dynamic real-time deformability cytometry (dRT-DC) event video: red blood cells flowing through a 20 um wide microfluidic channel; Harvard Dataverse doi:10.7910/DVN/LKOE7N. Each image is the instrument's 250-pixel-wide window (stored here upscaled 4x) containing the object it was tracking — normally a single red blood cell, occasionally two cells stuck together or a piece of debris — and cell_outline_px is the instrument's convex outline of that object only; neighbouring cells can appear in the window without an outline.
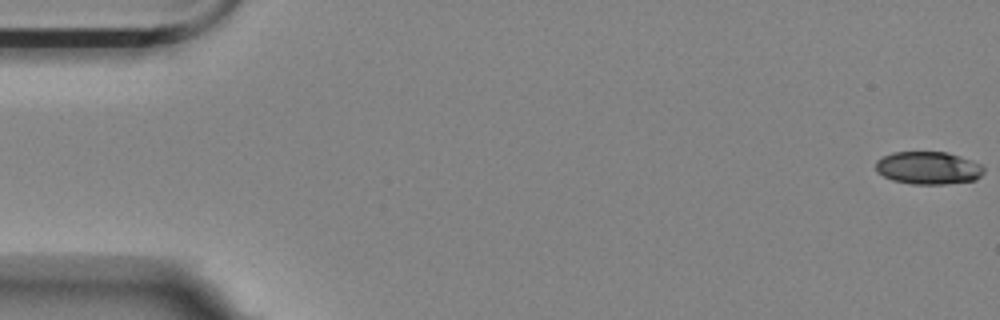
{"species": "Egyptian fruit bat (a non-hibernating species)", "species_latin": "Rousettus aegyptiacus", "temperature_condition": "room temperature", "stored_images_in_passage": 52, "camera_frame_rate_fps": 3000, "um_per_image_px": 0.085, "animal": {"sex": "female"}, "frame": {"image": 1, "passage_image": 1, "time_ms": 0.0, "image_size_px": [1000, 320], "cell_outline_px": [[984, 172], [976, 180], [944, 184], [912, 184], [892, 180], [876, 172], [876, 160], [892, 152], [948, 152], [984, 164]], "centroid_in_image_um": [78.93, 14.27], "position_along_channel_um": 6.1, "area_um2": 20.81}}
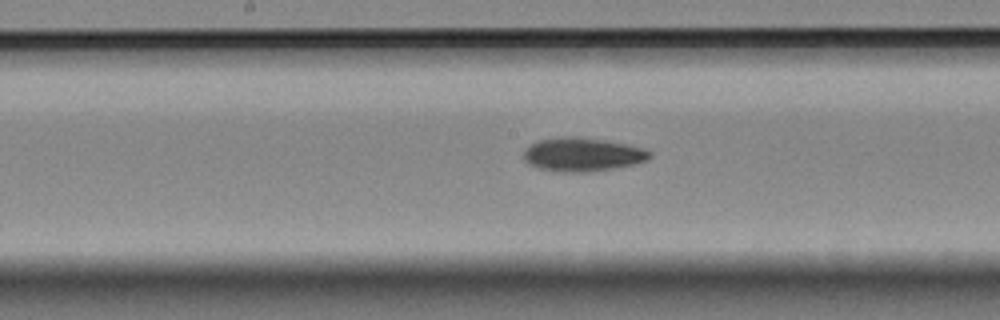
{"frame": {"image": 2, "passage_image": 29, "time_ms": 9.333, "image_size_px": [1000, 320], "cell_outline_px": [[652, 156], [648, 160], [632, 164], [612, 168], [584, 172], [564, 172], [540, 168], [528, 164], [524, 160], [524, 148], [536, 140], [560, 136], [576, 136], [604, 140], [628, 144], [644, 148], [652, 152]], "centroid_in_image_um": [49.49, 13.11], "position_along_channel_um": 198.7, "area_um2": 24.85}}
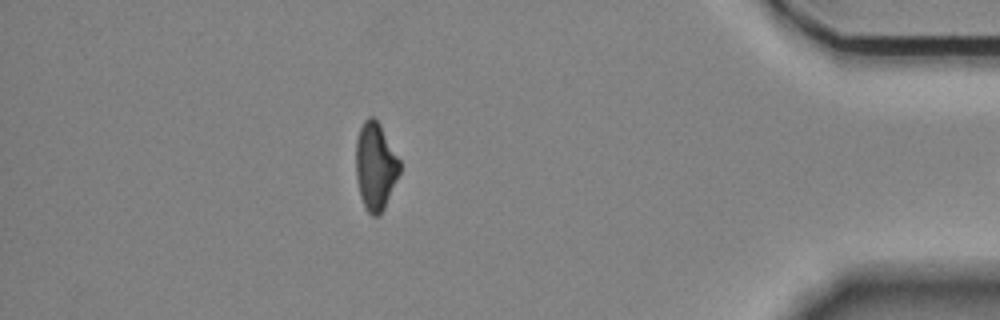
{"frame": {"image": 3, "passage_image": 50, "time_ms": 16.333, "image_size_px": [1000, 320], "cell_outline_px": [[400, 172], [384, 208], [376, 216], [372, 216], [368, 212], [360, 196], [356, 176], [356, 140], [360, 128], [364, 120], [368, 116], [372, 116], [380, 124], [400, 160]], "centroid_in_image_um": [31.9, 14.1], "position_along_channel_um": 403.3, "area_um2": 22.14}, "authors_computed_cell_mechanics": {"area_um2": 23.12, "velocity_mm_per_s": 3.5462, "shape_relaxation_time_tau1_ms": 6.469, "shape_relaxation_time_tau2_ms": null, "deformation_change_tau1": 0.1641, "deformation_change_tau2": null}}